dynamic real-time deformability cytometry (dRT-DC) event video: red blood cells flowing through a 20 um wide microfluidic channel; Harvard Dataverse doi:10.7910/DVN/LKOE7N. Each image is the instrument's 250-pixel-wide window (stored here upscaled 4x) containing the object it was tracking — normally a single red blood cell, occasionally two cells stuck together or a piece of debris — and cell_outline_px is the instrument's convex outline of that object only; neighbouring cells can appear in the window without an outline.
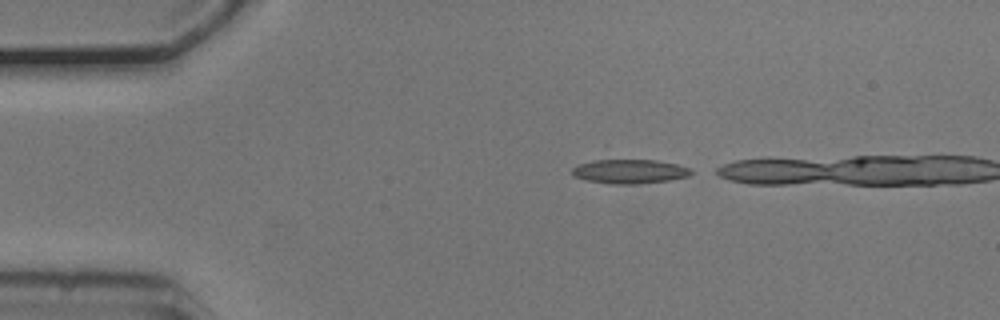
{"species": "common noctule bat (a hibernating species)", "species_latin": "Nyctalus noctula", "temperature_condition": "cold", "stored_images_in_passage": 6, "camera_frame_rate_fps": 3000, "um_per_image_px": 0.085, "animal": {"sex": "male", "body_mass_g": 20.5, "forearm_length_mm": 52.5}, "frame": {"image": 1, "passage_image": 1, "time_ms": 0.0, "image_size_px": [1000, 320], "cell_outline_px": [[692, 172], [688, 176], [668, 180], [636, 184], [612, 184], [588, 180], [572, 176], [572, 168], [580, 164], [596, 160], [656, 160], [676, 164], [692, 168]], "centroid_in_image_um": [53.53, 14.57], "position_along_channel_um": 31.5, "area_um2": 16.59}}